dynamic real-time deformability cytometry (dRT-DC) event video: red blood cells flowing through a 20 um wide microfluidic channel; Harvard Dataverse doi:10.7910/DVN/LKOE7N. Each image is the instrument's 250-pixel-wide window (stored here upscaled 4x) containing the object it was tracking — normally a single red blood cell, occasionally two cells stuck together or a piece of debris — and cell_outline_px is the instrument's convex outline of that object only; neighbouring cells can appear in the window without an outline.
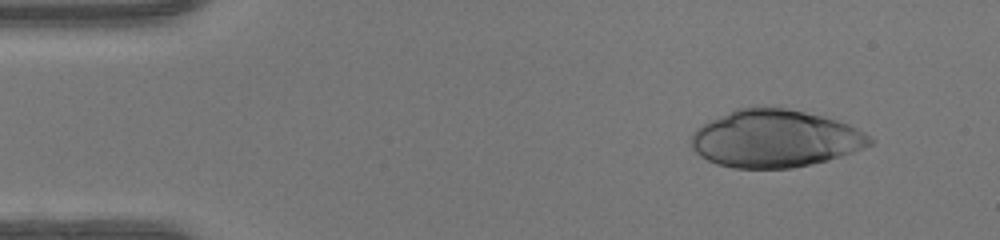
{"species": "human", "species_latin": "Homo sapiens", "temperature_condition": "warm", "stored_images_in_passage": 44, "camera_frame_rate_fps": 3000, "um_per_image_px": 0.085, "donor": {"sex": "female"}, "frame": {"image": 1, "passage_image": 2, "time_ms": 0.333, "image_size_px": [1000, 240], "cell_outline_px": [[872, 144], [864, 148], [828, 160], [792, 168], [732, 168], [716, 164], [700, 156], [692, 148], [692, 132], [696, 128], [708, 120], [736, 108], [784, 108], [804, 112], [836, 120], [848, 124], [864, 132], [872, 140]], "centroid_in_image_um": [65.84, 11.79], "position_along_channel_um": 19.2, "area_um2": 59.48}}